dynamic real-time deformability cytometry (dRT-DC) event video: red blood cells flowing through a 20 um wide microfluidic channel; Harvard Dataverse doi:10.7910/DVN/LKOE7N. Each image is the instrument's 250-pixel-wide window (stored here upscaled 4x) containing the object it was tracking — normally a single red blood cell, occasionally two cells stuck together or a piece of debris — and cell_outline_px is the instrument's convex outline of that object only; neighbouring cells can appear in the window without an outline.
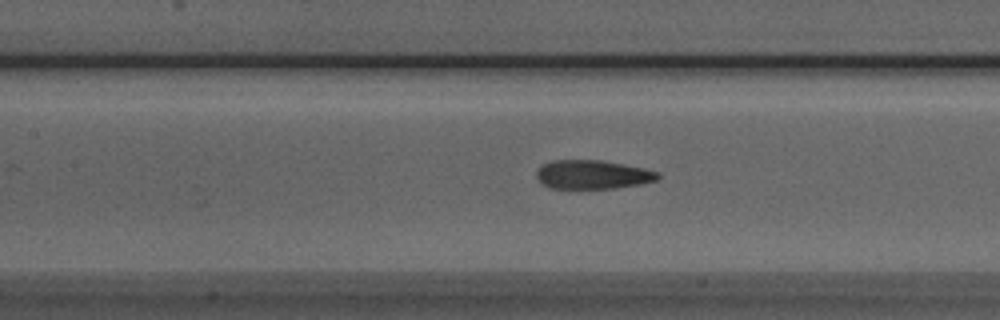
{"species": "Egyptian fruit bat (a non-hibernating species)", "species_latin": "Rousettus aegyptiacus", "temperature_condition": "room temperature", "stored_images_in_passage": 42, "camera_frame_rate_fps": 3000, "um_per_image_px": 0.085, "animal": {"sex": "male"}, "frame": {"image": 1, "passage_image": 22, "time_ms": 7.0, "image_size_px": [1000, 320], "cell_outline_px": [[660, 176], [656, 180], [640, 184], [616, 188], [548, 188], [536, 176], [536, 172], [544, 164], [552, 160], [600, 160], [644, 168], [660, 172]], "centroid_in_image_um": [50.39, 14.84], "position_along_channel_um": 157.0, "area_um2": 20.23}}
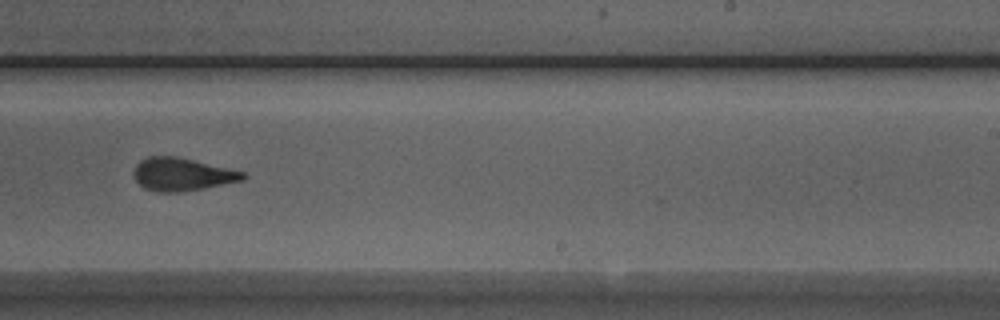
{"frame": {"image": 2, "passage_image": 31, "time_ms": 10.0, "image_size_px": [1000, 320], "cell_outline_px": [[248, 176], [244, 180], [184, 192], [160, 192], [144, 188], [132, 176], [132, 172], [136, 164], [140, 160], [148, 156], [176, 156], [244, 172]], "centroid_in_image_um": [15.45, 14.82], "position_along_channel_um": 273.6, "area_um2": 20.98}}
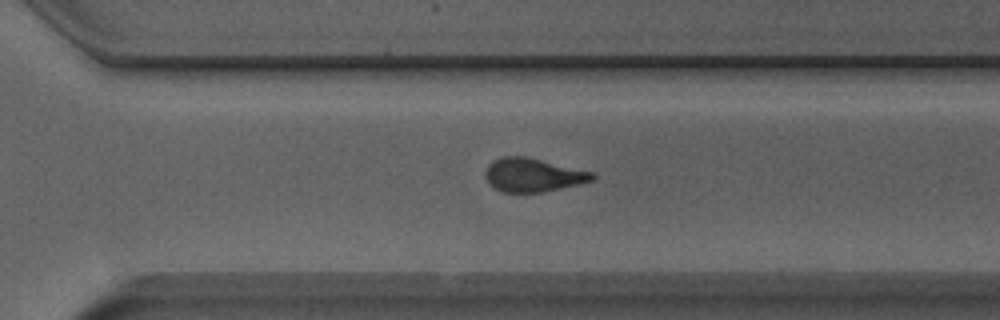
{"frame": {"image": 3, "passage_image": 35, "time_ms": 11.333, "image_size_px": [1000, 320], "cell_outline_px": [[596, 176], [592, 180], [544, 192], [504, 192], [488, 184], [484, 176], [484, 172], [488, 164], [492, 160], [504, 156], [524, 156], [592, 172]], "centroid_in_image_um": [45.22, 14.87], "position_along_channel_um": 325.4, "area_um2": 20.69}}